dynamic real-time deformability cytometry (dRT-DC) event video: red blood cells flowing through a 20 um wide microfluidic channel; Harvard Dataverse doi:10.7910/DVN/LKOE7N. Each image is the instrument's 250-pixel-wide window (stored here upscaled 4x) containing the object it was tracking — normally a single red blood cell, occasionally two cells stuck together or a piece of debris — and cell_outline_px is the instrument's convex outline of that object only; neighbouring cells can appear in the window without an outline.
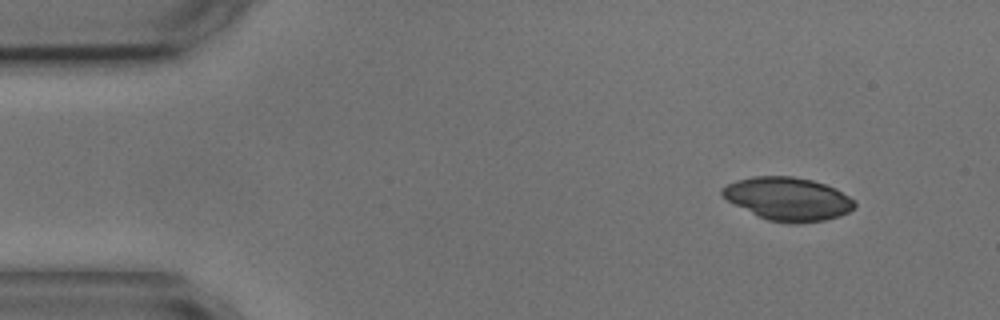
{"species": "common noctule bat (a hibernating species)", "species_latin": "Nyctalus noctula", "temperature_condition": "cold", "stored_images_in_passage": 5, "camera_frame_rate_fps": 3000, "um_per_image_px": 0.085, "animal": {"sex": "male", "body_mass_g": 17.9, "forearm_length_mm": 54.2}, "frame": {"image": 1, "passage_image": 1, "time_ms": 0.0, "image_size_px": [1000, 320], "cell_outline_px": [[856, 208], [840, 216], [824, 220], [796, 224], [768, 220], [756, 216], [728, 200], [720, 192], [720, 188], [736, 180], [752, 176], [792, 176], [812, 180], [836, 188], [856, 200]], "centroid_in_image_um": [67.0, 16.9], "position_along_channel_um": 18.0, "area_um2": 33.47}}